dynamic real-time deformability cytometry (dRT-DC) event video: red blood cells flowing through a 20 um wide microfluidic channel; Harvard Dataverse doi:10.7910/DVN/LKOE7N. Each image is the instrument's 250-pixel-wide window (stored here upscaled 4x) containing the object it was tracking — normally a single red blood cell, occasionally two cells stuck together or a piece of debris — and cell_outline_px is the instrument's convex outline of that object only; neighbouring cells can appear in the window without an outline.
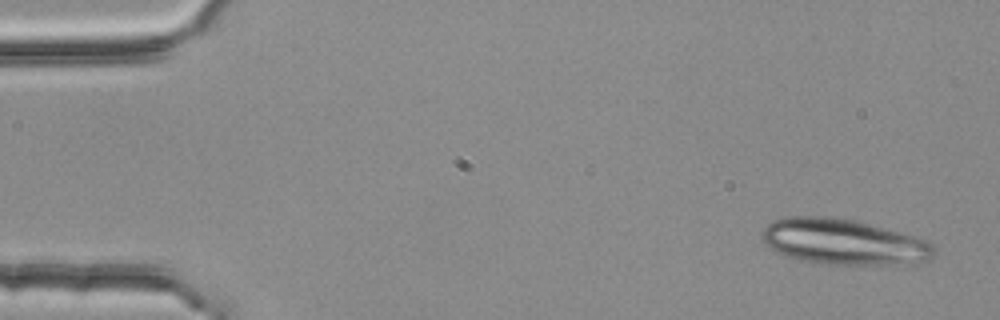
{"species": "common noctule bat (a hibernating species)", "species_latin": "Nyctalus noctula", "temperature_condition": "room temperature", "stored_images_in_passage": 3, "camera_frame_rate_fps": 3000, "um_per_image_px": 0.085, "animal": {"sex": "female", "body_mass_g": 25.1}, "frame": {"image": 1, "passage_image": 1, "time_ms": 0.0, "image_size_px": [1000, 320], "cell_outline_px": [[936, 252], [928, 260], [884, 264], [824, 264], [800, 260], [784, 256], [776, 252], [764, 244], [760, 236], [760, 232], [772, 220], [784, 216], [824, 216], [852, 220], [928, 240], [936, 248]], "centroid_in_image_um": [71.59, 20.55], "position_along_channel_um": 13.4, "area_um2": 45.49}}